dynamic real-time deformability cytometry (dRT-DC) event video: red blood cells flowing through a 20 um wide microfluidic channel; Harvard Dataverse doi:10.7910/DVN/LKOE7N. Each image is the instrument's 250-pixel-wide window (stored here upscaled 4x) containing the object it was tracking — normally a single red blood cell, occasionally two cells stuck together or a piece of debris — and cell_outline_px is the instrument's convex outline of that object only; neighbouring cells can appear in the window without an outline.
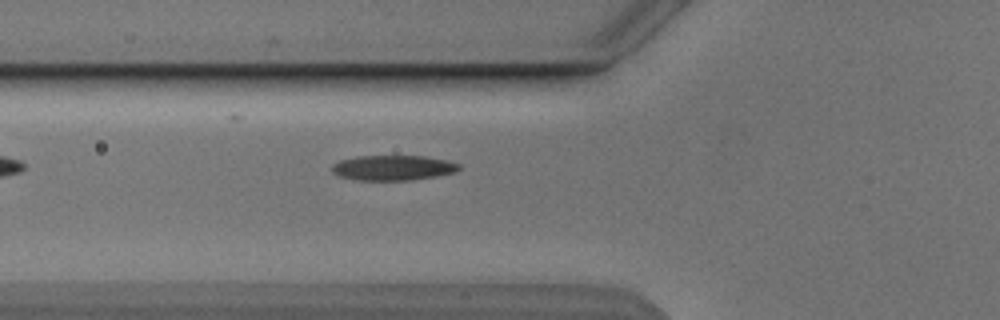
{"species": "Egyptian fruit bat (a non-hibernating species)", "species_latin": "Rousettus aegyptiacus", "temperature_condition": "cold", "stored_images_in_passage": 4, "camera_frame_rate_fps": 3000, "um_per_image_px": 0.085, "animal": {"sex": "male"}, "frame": {"image": 1, "passage_image": 4, "time_ms": 3.667, "image_size_px": [1000, 320], "cell_outline_px": [[460, 168], [456, 172], [436, 176], [412, 180], [356, 180], [340, 176], [332, 172], [332, 164], [340, 160], [356, 156], [424, 156], [444, 160], [460, 164]], "centroid_in_image_um": [33.39, 14.26], "position_along_channel_um": 92.4, "area_um2": 18.55}}